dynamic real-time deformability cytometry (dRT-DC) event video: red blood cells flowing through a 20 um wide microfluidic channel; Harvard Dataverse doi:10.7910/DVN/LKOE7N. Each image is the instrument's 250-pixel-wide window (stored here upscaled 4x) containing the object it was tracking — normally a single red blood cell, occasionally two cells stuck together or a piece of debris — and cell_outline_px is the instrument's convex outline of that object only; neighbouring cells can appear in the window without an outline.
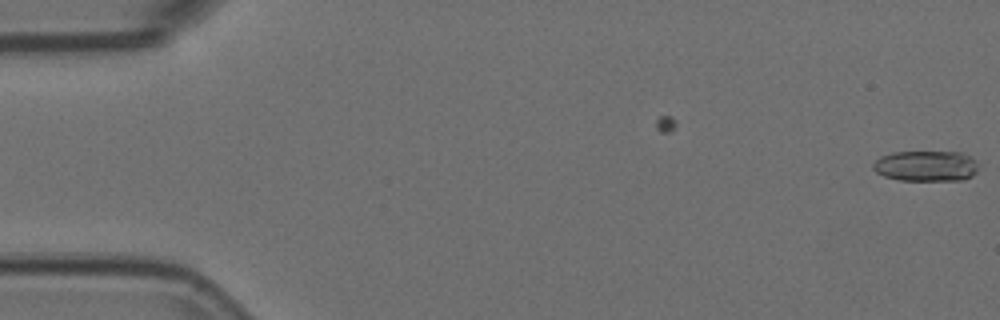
{"species": "Egyptian fruit bat (a non-hibernating species)", "species_latin": "Rousettus aegyptiacus", "temperature_condition": "room temperature", "stored_images_in_passage": 5, "camera_frame_rate_fps": 3000, "um_per_image_px": 0.085, "animal": {"sex": "female"}, "frame": {"image": 1, "passage_image": 5, "time_ms": 1.333, "image_size_px": [1000, 320], "cell_outline_px": [[980, 164], [976, 172], [972, 176], [964, 180], [900, 180], [884, 176], [876, 172], [872, 168], [872, 164], [880, 156], [892, 152], [960, 152], [976, 160]], "centroid_in_image_um": [78.72, 14.11], "position_along_channel_um": 6.3, "area_um2": 18.96}}